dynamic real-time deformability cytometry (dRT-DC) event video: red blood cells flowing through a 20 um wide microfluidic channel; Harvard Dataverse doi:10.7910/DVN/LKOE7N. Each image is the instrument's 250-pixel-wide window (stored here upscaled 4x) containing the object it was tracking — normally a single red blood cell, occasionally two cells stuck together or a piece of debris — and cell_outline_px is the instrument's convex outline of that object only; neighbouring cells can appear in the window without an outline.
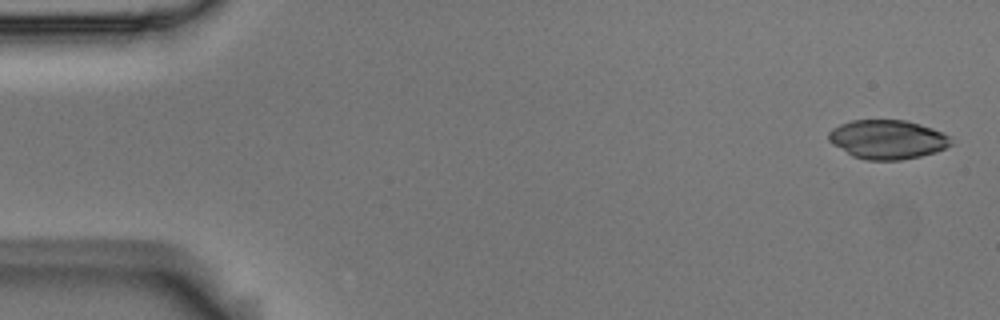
{"species": "Egyptian fruit bat (a non-hibernating species)", "species_latin": "Rousettus aegyptiacus", "temperature_condition": "room temperature", "stored_images_in_passage": 6, "camera_frame_rate_fps": 3000, "um_per_image_px": 0.085, "animal": {"sex": "male"}, "frame": {"image": 1, "passage_image": 1, "time_ms": 0.0, "image_size_px": [1000, 320], "cell_outline_px": [[952, 144], [936, 152], [920, 156], [900, 160], [868, 160], [852, 156], [832, 144], [828, 140], [828, 132], [832, 128], [840, 124], [852, 120], [904, 120], [920, 124], [932, 128], [952, 136]], "centroid_in_image_um": [75.43, 11.85], "position_along_channel_um": 9.6, "area_um2": 27.98}}
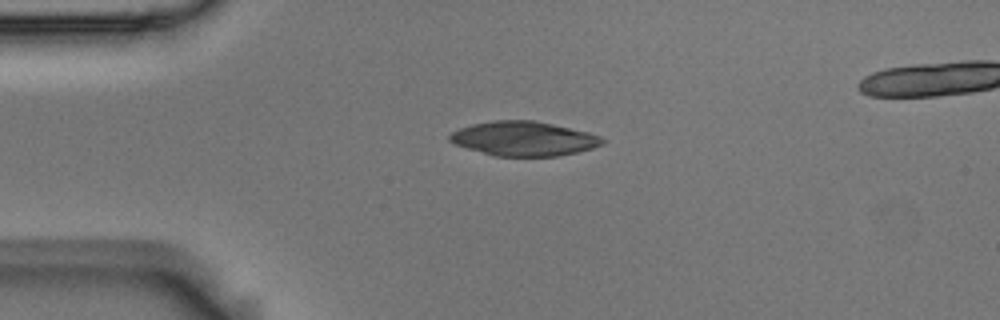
{"frame": {"image": 2, "passage_image": 4, "time_ms": 1.0, "image_size_px": [1000, 320], "cell_outline_px": [[608, 140], [604, 144], [592, 148], [560, 156], [496, 156], [468, 148], [456, 144], [448, 140], [448, 136], [452, 132], [460, 128], [472, 124], [492, 120], [536, 120], [588, 132], [600, 136]], "centroid_in_image_um": [44.55, 11.78], "position_along_channel_um": 40.4, "area_um2": 30.63}}
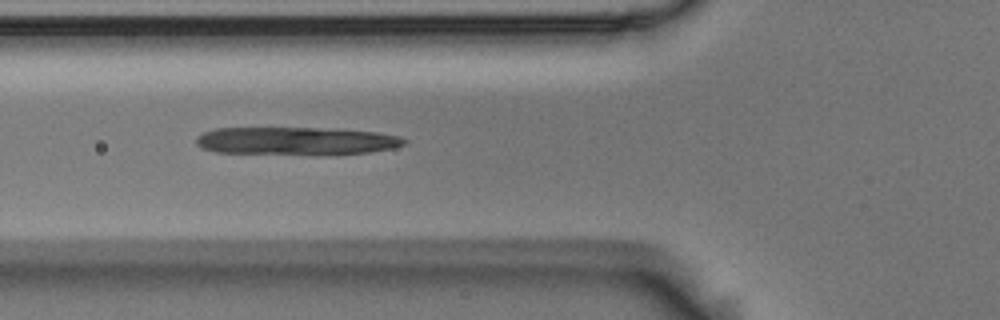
{"frame": {"image": 3, "passage_image": 6, "time_ms": 1.667, "image_size_px": [1000, 320], "cell_outline_px": [[408, 140], [404, 144], [392, 148], [368, 152], [312, 156], [216, 152], [200, 148], [196, 144], [196, 136], [204, 132], [216, 128], [340, 128], [380, 132], [400, 136]], "centroid_in_image_um": [25.19, 11.99], "position_along_channel_um": 100.6, "area_um2": 34.85}}